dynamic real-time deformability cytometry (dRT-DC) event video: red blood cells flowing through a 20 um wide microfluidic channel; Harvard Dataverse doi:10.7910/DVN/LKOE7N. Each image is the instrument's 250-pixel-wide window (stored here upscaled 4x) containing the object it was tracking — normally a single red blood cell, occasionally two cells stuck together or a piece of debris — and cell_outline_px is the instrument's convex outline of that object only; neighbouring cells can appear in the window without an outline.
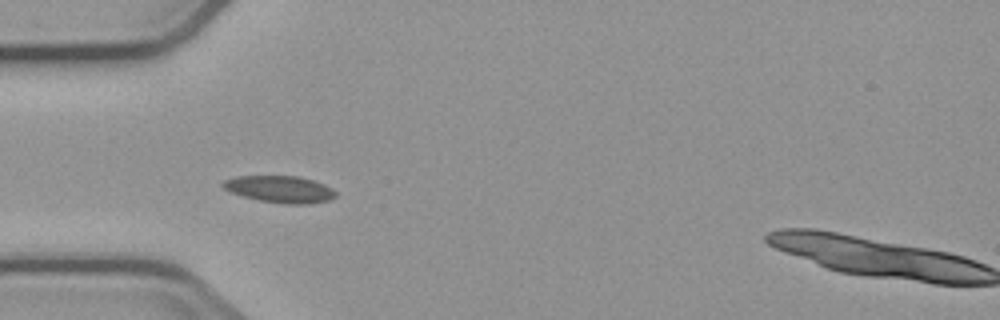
{"species": "common noctule bat (a hibernating species)", "species_latin": "Nyctalus noctula", "temperature_condition": "cold", "stored_images_in_passage": 3, "camera_frame_rate_fps": 3000, "um_per_image_px": 0.085, "animal": {"sex": "male", "body_mass_g": 23.1, "forearm_length_mm": 52.7}, "frame": {"image": 1, "passage_image": 1, "time_ms": 0.0, "image_size_px": [1000, 320], "cell_outline_px": [[336, 196], [328, 200], [308, 204], [284, 204], [260, 200], [244, 196], [232, 192], [224, 188], [220, 184], [224, 180], [236, 176], [296, 176], [312, 180], [324, 184], [332, 188], [336, 192]], "centroid_in_image_um": [23.8, 16.08], "position_along_channel_um": 61.2, "area_um2": 17.51}}
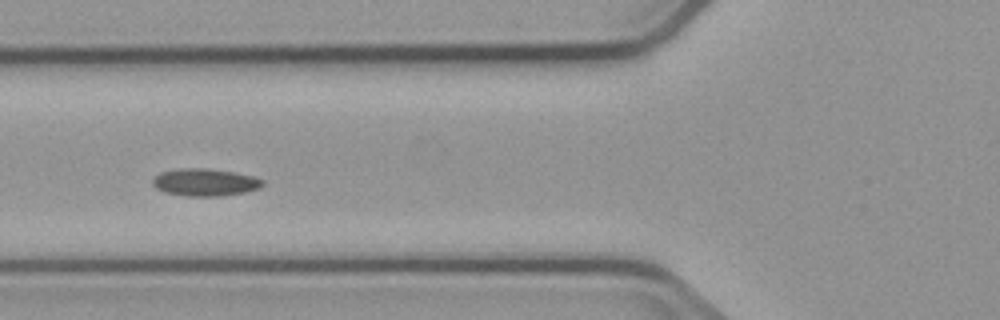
{"frame": {"image": 2, "passage_image": 2, "time_ms": 1.333, "image_size_px": [1000, 320], "cell_outline_px": [[264, 184], [260, 188], [244, 192], [224, 196], [188, 196], [164, 192], [156, 188], [152, 184], [152, 180], [160, 172], [180, 168], [204, 168], [232, 172], [252, 176], [264, 180]], "centroid_in_image_um": [17.42, 15.5], "position_along_channel_um": 108.4, "area_um2": 17.51}}
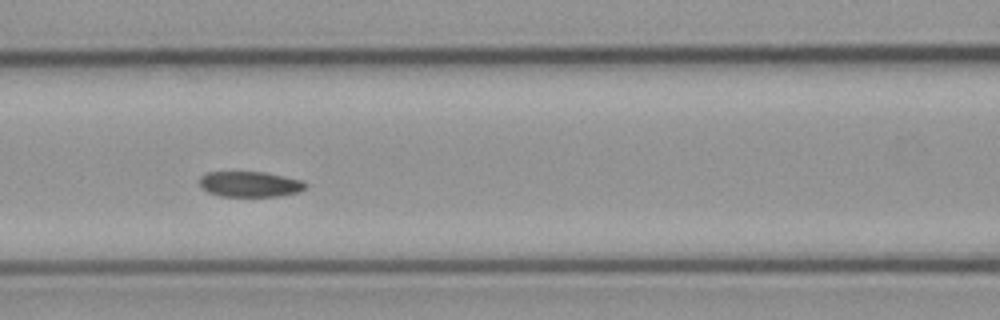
{"frame": {"image": 3, "passage_image": 3, "time_ms": 2.333, "image_size_px": [1000, 320], "cell_outline_px": [[308, 188], [300, 192], [280, 196], [220, 196], [208, 192], [200, 188], [200, 176], [208, 172], [264, 172], [304, 180], [308, 184]], "centroid_in_image_um": [21.29, 15.66], "position_along_channel_um": 145.3, "area_um2": 16.01}}